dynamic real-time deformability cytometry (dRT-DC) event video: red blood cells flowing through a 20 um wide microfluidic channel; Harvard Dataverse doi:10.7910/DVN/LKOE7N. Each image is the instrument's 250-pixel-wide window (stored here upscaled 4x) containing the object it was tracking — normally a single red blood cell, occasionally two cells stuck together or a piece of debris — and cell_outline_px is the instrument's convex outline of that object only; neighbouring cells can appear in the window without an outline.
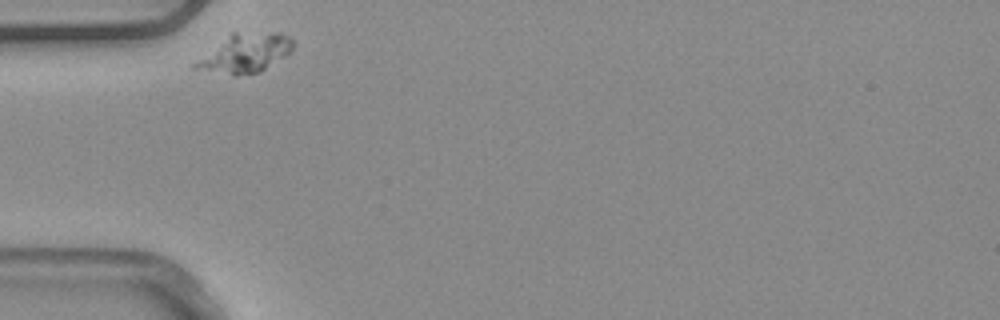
{"species": "common noctule bat (a hibernating species)", "species_latin": "Nyctalus noctula", "temperature_condition": "warm", "stored_images_in_passage": 3, "camera_frame_rate_fps": 3000, "um_per_image_px": 0.085, "animal": {"sex": "male", "body_mass_g": 20.4}, "frame": {"image": 1, "passage_image": 1, "time_ms": 0.0, "image_size_px": [1000, 320], "cell_outline_px": [[296, 44], [288, 56], [260, 72], [236, 76], [232, 76], [188, 68], [188, 64], [232, 32], [280, 32], [288, 36]], "centroid_in_image_um": [20.78, 4.54], "position_along_channel_um": 64.2, "area_um2": 23.12}}